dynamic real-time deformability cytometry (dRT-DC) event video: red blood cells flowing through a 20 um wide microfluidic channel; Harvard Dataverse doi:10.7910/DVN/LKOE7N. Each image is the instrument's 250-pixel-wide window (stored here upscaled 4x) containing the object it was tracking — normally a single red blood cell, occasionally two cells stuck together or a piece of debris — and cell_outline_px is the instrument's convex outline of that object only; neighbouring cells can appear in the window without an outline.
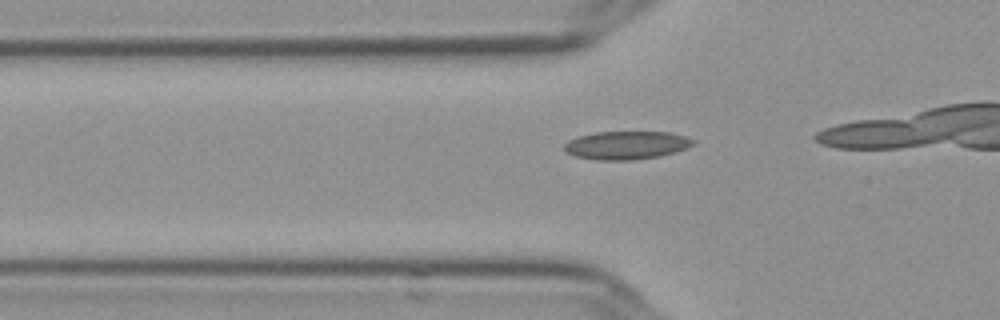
{"species": "Egyptian fruit bat (a non-hibernating species)", "species_latin": "Rousettus aegyptiacus", "temperature_condition": "cold", "stored_images_in_passage": 12, "camera_frame_rate_fps": 3000, "um_per_image_px": 0.085, "frame": {"image": 1, "passage_image": 7, "time_ms": 2.0, "image_size_px": [1000, 320], "cell_outline_px": [[696, 144], [672, 152], [656, 156], [632, 160], [596, 160], [576, 156], [568, 152], [564, 148], [564, 144], [568, 140], [580, 136], [596, 132], [668, 132], [684, 136], [696, 140]], "centroid_in_image_um": [53.23, 12.34], "position_along_channel_um": 72.6, "area_um2": 20.87}}